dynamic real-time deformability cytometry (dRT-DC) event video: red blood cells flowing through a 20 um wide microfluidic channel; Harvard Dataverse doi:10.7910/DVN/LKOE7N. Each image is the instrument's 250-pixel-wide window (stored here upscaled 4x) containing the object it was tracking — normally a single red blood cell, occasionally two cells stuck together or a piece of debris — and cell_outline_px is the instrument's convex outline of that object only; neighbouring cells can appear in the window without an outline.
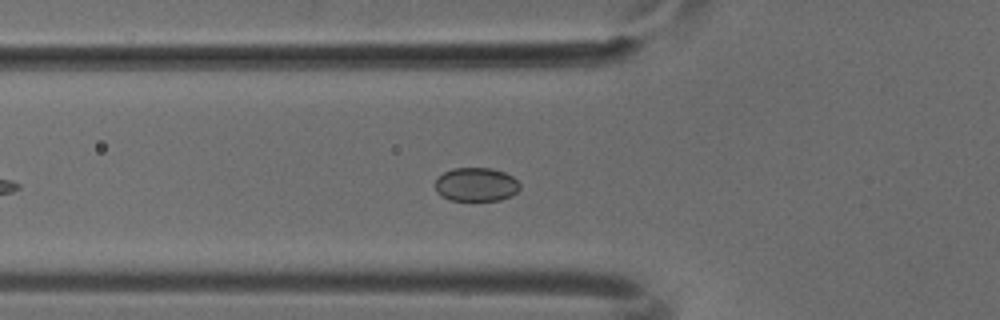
{"species": "common noctule bat (a hibernating species)", "species_latin": "Nyctalus noctula", "temperature_condition": "cold", "stored_images_in_passage": 42, "camera_frame_rate_fps": 3000, "um_per_image_px": 0.085, "animal": {"sex": "male", "body_mass_g": 18.8}, "frame": {"image": 1, "passage_image": 9, "time_ms": 2.667, "image_size_px": [1000, 320], "cell_outline_px": [[520, 188], [512, 196], [500, 200], [448, 200], [440, 196], [436, 192], [436, 180], [444, 172], [452, 168], [492, 168], [504, 172], [512, 176], [520, 184]], "centroid_in_image_um": [40.47, 15.69], "position_along_channel_um": 85.3, "area_um2": 16.7}}
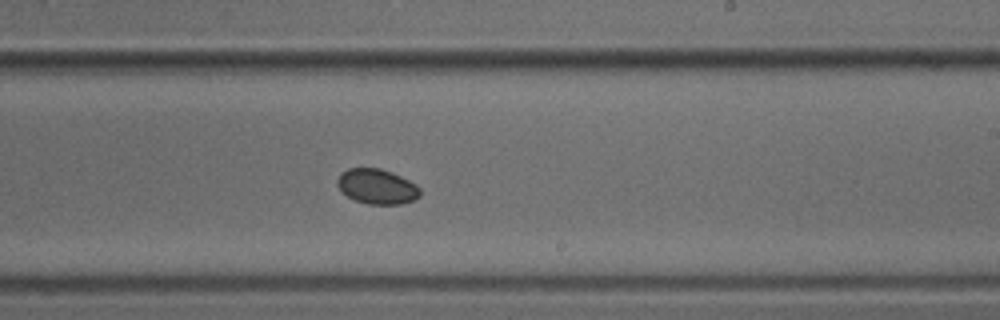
{"frame": {"image": 2, "passage_image": 22, "time_ms": 7.0, "image_size_px": [1000, 320], "cell_outline_px": [[420, 196], [416, 200], [400, 204], [368, 204], [356, 200], [348, 196], [336, 184], [336, 180], [340, 172], [348, 168], [380, 168], [392, 172], [416, 184], [420, 188]], "centroid_in_image_um": [32.05, 15.84], "position_along_channel_um": 256.9, "area_um2": 16.94}}
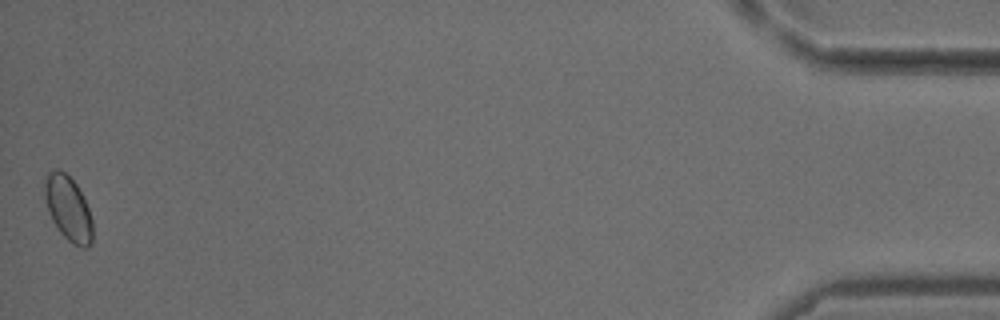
{"frame": {"image": 3, "passage_image": 42, "time_ms": 13.667, "image_size_px": [1000, 320], "cell_outline_px": [[92, 240], [88, 248], [80, 248], [72, 244], [60, 232], [52, 220], [48, 212], [44, 196], [44, 184], [48, 172], [56, 168], [64, 172], [76, 184], [88, 208], [92, 220]], "centroid_in_image_um": [5.78, 17.74], "position_along_channel_um": 429.4, "area_um2": 18.03}}